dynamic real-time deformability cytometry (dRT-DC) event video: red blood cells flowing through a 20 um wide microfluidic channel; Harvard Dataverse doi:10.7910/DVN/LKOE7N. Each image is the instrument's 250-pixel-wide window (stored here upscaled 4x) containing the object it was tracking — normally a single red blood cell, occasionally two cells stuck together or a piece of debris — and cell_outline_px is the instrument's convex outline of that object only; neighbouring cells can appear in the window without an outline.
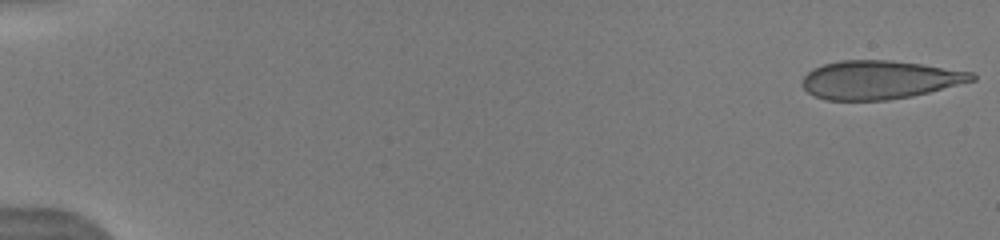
{"species": "human", "species_latin": "Homo sapiens", "temperature_condition": "warm", "stored_images_in_passage": 32, "camera_frame_rate_fps": 3000, "um_per_image_px": 0.085, "donor": {"sex": "male"}, "frame": {"image": 1, "passage_image": 1, "time_ms": 0.0, "image_size_px": [1000, 240], "cell_outline_px": [[976, 80], [912, 96], [888, 100], [824, 100], [808, 92], [800, 84], [804, 76], [812, 68], [824, 64], [840, 60], [892, 60], [924, 64], [972, 72], [976, 76]], "centroid_in_image_um": [74.74, 6.78], "position_along_channel_um": 10.3, "area_um2": 38.15}}
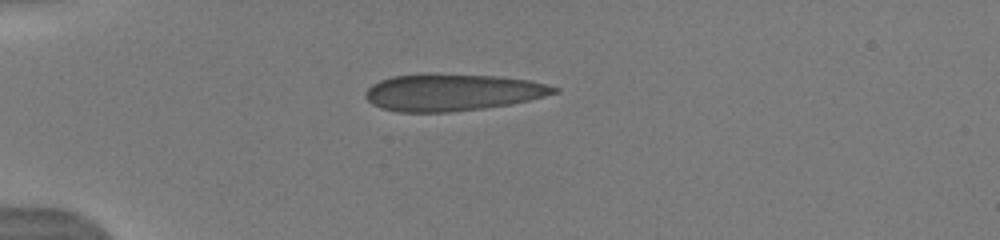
{"frame": {"image": 2, "passage_image": 7, "time_ms": 4.333, "image_size_px": [1000, 240], "cell_outline_px": [[560, 92], [528, 100], [508, 104], [484, 108], [448, 112], [396, 112], [372, 104], [364, 96], [364, 92], [372, 84], [380, 80], [392, 76], [424, 72], [428, 72], [500, 76], [528, 80], [560, 88]], "centroid_in_image_um": [38.41, 7.82], "position_along_channel_um": 46.6, "area_um2": 41.04}}